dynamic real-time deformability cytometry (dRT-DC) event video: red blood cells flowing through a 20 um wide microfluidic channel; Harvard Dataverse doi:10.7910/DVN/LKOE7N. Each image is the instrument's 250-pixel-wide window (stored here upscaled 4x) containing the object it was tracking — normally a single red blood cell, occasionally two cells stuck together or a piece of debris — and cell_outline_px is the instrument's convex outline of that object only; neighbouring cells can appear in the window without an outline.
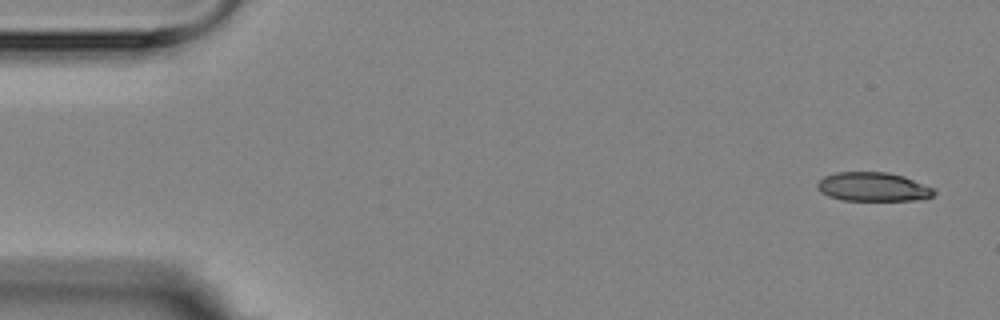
{"species": "Egyptian fruit bat (a non-hibernating species)", "species_latin": "Rousettus aegyptiacus", "temperature_condition": "room temperature", "stored_images_in_passage": 6, "camera_frame_rate_fps": 3000, "um_per_image_px": 0.085, "animal": {"sex": "female"}, "frame": {"image": 1, "passage_image": 1, "time_ms": 0.0, "image_size_px": [1000, 320], "cell_outline_px": [[936, 192], [932, 196], [912, 200], [844, 200], [828, 196], [820, 192], [816, 188], [816, 184], [824, 176], [836, 172], [888, 172], [904, 176], [936, 188]], "centroid_in_image_um": [74.2, 15.87], "position_along_channel_um": 10.8, "area_um2": 19.77}}
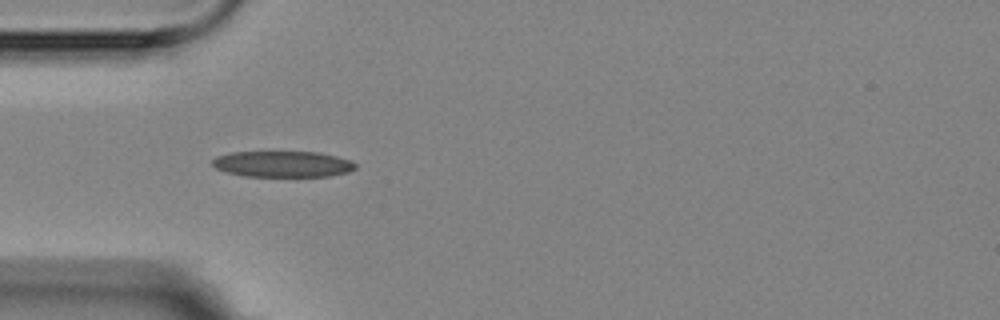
{"frame": {"image": 2, "passage_image": 5, "time_ms": 4.667, "image_size_px": [1000, 320], "cell_outline_px": [[356, 168], [348, 172], [328, 176], [244, 176], [228, 172], [216, 168], [212, 164], [212, 160], [216, 156], [232, 152], [320, 152], [352, 160], [356, 164]], "centroid_in_image_um": [24.05, 13.94], "position_along_channel_um": 60.9, "area_um2": 21.68}}
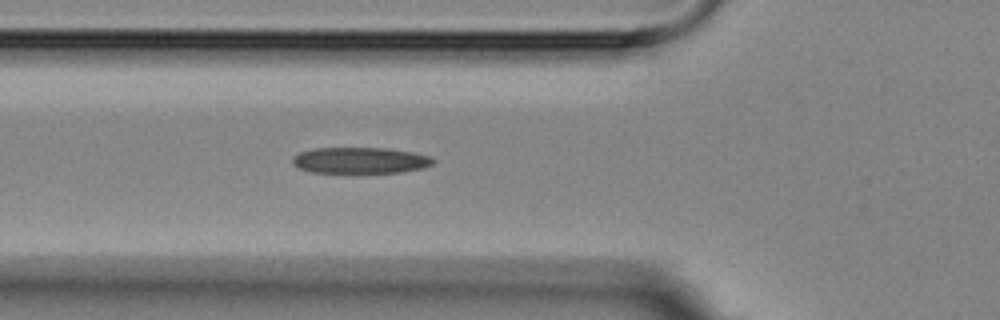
{"frame": {"image": 3, "passage_image": 6, "time_ms": 5.667, "image_size_px": [1000, 320], "cell_outline_px": [[436, 160], [432, 164], [424, 168], [404, 172], [312, 172], [300, 168], [292, 164], [292, 160], [300, 152], [312, 148], [388, 148], [412, 152], [432, 156]], "centroid_in_image_um": [30.67, 13.62], "position_along_channel_um": 95.1, "area_um2": 21.39}}